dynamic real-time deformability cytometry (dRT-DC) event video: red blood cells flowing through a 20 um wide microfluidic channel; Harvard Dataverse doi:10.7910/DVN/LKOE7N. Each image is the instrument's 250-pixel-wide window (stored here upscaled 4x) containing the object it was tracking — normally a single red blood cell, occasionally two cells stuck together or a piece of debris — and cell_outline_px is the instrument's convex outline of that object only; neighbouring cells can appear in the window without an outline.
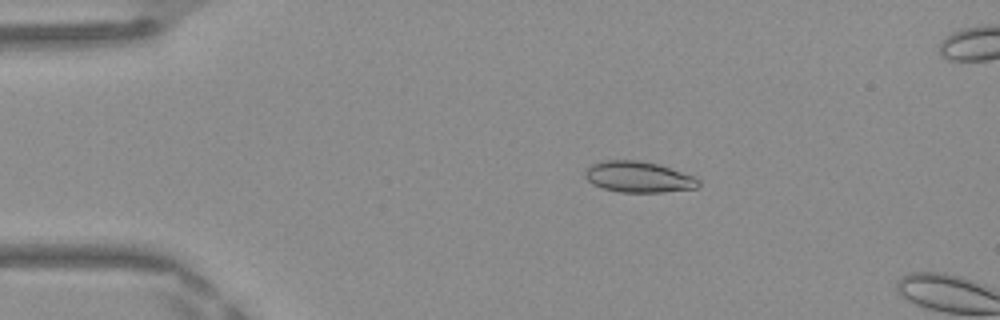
{"species": "Egyptian fruit bat (a non-hibernating species)", "species_latin": "Rousettus aegyptiacus", "temperature_condition": "warm", "stored_images_in_passage": 6, "camera_frame_rate_fps": 3000, "um_per_image_px": 0.085, "frame": {"image": 1, "passage_image": 3, "time_ms": 0.667, "image_size_px": [1000, 320], "cell_outline_px": [[700, 184], [696, 188], [664, 192], [620, 192], [604, 188], [592, 184], [584, 176], [584, 172], [592, 164], [604, 160], [640, 160], [660, 164], [696, 176], [700, 180]], "centroid_in_image_um": [54.31, 15.03], "position_along_channel_um": 30.7, "area_um2": 20.69}}